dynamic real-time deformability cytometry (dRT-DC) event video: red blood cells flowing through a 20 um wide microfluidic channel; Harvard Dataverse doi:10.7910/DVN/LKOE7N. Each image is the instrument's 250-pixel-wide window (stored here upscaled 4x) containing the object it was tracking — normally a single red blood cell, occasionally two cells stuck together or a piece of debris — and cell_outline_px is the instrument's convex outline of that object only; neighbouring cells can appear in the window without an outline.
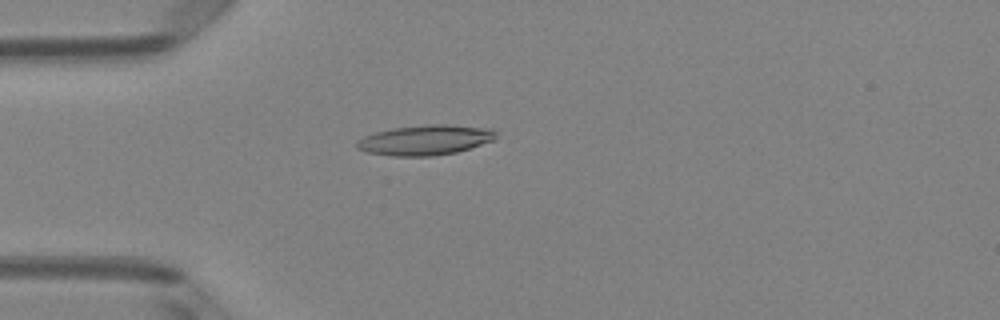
{"species": "Egyptian fruit bat (a non-hibernating species)", "species_latin": "Rousettus aegyptiacus", "temperature_condition": "room temperature", "stored_images_in_passage": 5, "camera_frame_rate_fps": 3000, "um_per_image_px": 0.085, "animal": {"sex": "female"}, "frame": {"image": 1, "passage_image": 4, "time_ms": 1.0, "image_size_px": [1000, 320], "cell_outline_px": [[496, 140], [456, 152], [432, 156], [392, 156], [368, 152], [356, 148], [356, 140], [364, 136], [376, 132], [392, 128], [428, 124], [448, 124], [492, 128], [496, 132]], "centroid_in_image_um": [36.16, 11.89], "position_along_channel_um": 48.8, "area_um2": 24.57}}